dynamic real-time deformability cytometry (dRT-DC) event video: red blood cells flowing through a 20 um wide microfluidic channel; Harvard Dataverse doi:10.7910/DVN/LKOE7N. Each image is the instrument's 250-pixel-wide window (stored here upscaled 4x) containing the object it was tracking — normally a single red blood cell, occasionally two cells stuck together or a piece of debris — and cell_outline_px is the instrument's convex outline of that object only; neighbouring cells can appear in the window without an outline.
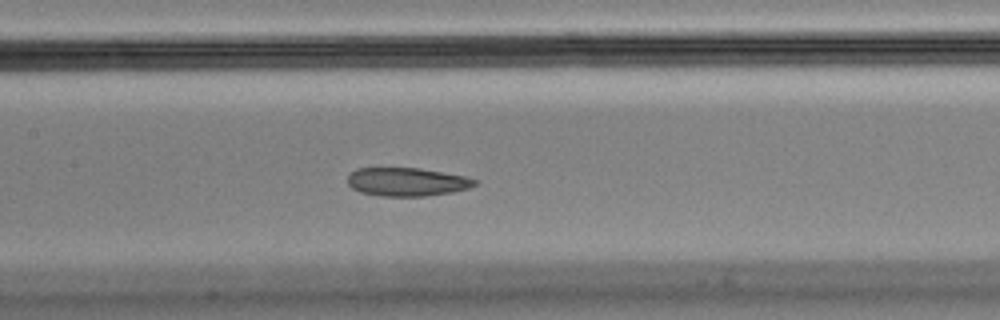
{"species": "Egyptian fruit bat (a non-hibernating species)", "species_latin": "Rousettus aegyptiacus", "temperature_condition": "cold", "stored_images_in_passage": 44, "camera_frame_rate_fps": 3000, "um_per_image_px": 0.085, "animal": {"sex": "male"}, "frame": {"image": 1, "passage_image": 13, "time_ms": 4.0, "image_size_px": [1000, 320], "cell_outline_px": [[480, 180], [476, 184], [468, 188], [452, 192], [424, 196], [384, 196], [360, 192], [352, 188], [348, 184], [348, 172], [356, 168], [420, 168], [464, 176]], "centroid_in_image_um": [34.57, 15.45], "position_along_channel_um": 172.8, "area_um2": 21.1}}